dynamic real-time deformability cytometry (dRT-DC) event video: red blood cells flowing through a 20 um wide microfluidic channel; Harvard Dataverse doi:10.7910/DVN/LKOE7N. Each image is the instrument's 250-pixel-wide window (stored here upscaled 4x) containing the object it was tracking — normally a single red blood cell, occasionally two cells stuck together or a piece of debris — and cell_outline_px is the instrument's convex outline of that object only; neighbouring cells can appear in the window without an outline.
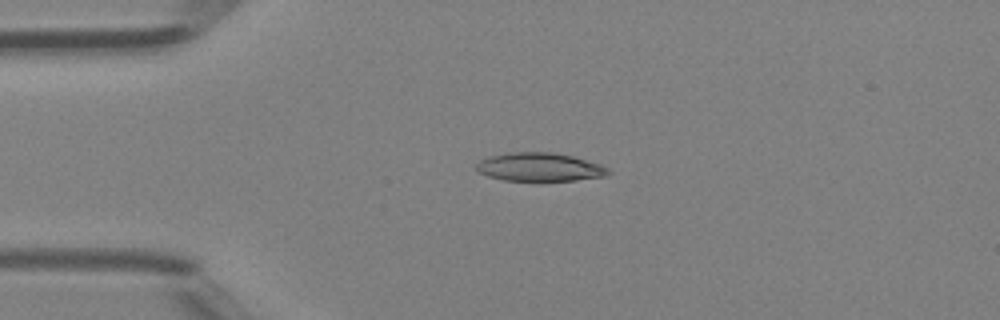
{"species": "Egyptian fruit bat (a non-hibernating species)", "species_latin": "Rousettus aegyptiacus", "temperature_condition": "room temperature", "stored_images_in_passage": 37, "camera_frame_rate_fps": 3000, "um_per_image_px": 0.085, "animal": {"sex": "female"}, "frame": {"image": 1, "passage_image": 1, "time_ms": 0.0, "image_size_px": [1000, 320], "cell_outline_px": [[612, 172], [608, 176], [576, 180], [504, 180], [488, 176], [476, 172], [476, 164], [480, 160], [488, 156], [508, 152], [552, 152], [572, 156], [600, 164], [608, 168]], "centroid_in_image_um": [45.86, 14.19], "position_along_channel_um": 39.1, "area_um2": 21.96}}
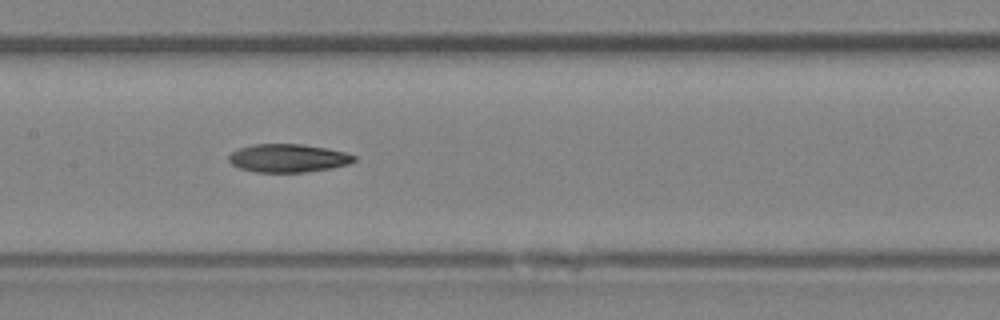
{"frame": {"image": 2, "passage_image": 13, "time_ms": 4.0, "image_size_px": [1000, 320], "cell_outline_px": [[356, 160], [348, 164], [328, 168], [304, 172], [256, 172], [240, 168], [232, 164], [228, 160], [228, 156], [232, 152], [240, 148], [252, 144], [300, 144], [328, 148], [344, 152], [356, 156]], "centroid_in_image_um": [24.47, 13.43], "position_along_channel_um": 182.9, "area_um2": 20.46}}
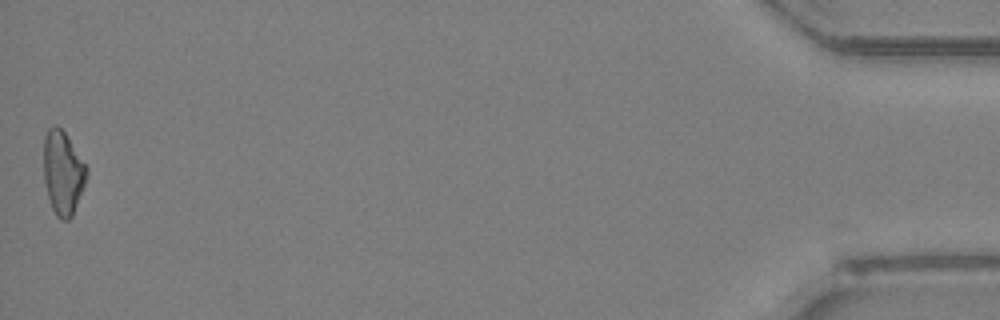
{"frame": {"image": 3, "passage_image": 37, "time_ms": 12.0, "image_size_px": [1000, 320], "cell_outline_px": [[88, 176], [72, 216], [68, 220], [60, 220], [56, 216], [52, 208], [48, 196], [44, 180], [44, 136], [48, 128], [56, 124], [64, 132], [88, 168]], "centroid_in_image_um": [5.35, 14.69], "position_along_channel_um": 429.9, "area_um2": 20.87}, "authors_computed_cell_mechanics": {"area_um2": 20.7502, "velocity_mm_per_s": 4.3341, "shape_relaxation_time_tau1_ms": 7.2648, "shape_relaxation_time_tau2_ms": null, "deformation_change_tau1": 0.2007, "deformation_change_tau2": null}}